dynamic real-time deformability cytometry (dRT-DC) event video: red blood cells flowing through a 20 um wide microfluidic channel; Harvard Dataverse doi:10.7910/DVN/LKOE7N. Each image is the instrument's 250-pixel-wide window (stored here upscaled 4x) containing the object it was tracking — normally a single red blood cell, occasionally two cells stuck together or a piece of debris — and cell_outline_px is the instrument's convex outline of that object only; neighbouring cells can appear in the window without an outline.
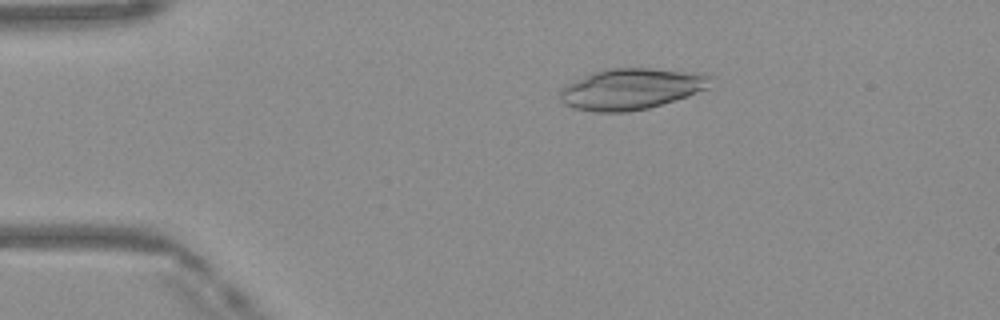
{"species": "Egyptian fruit bat (a non-hibernating species)", "species_latin": "Rousettus aegyptiacus", "temperature_condition": "warm", "stored_images_in_passage": 48, "camera_frame_rate_fps": 3000, "um_per_image_px": 0.085, "frame": {"image": 1, "passage_image": 9, "time_ms": 2.667, "image_size_px": [1000, 320], "cell_outline_px": [[716, 76], [708, 88], [688, 96], [648, 108], [628, 112], [592, 112], [572, 108], [564, 104], [560, 100], [560, 92], [564, 84], [592, 72], [608, 68], [652, 68], [700, 72]], "centroid_in_image_um": [53.67, 7.55], "position_along_channel_um": 31.3, "area_um2": 36.65}}
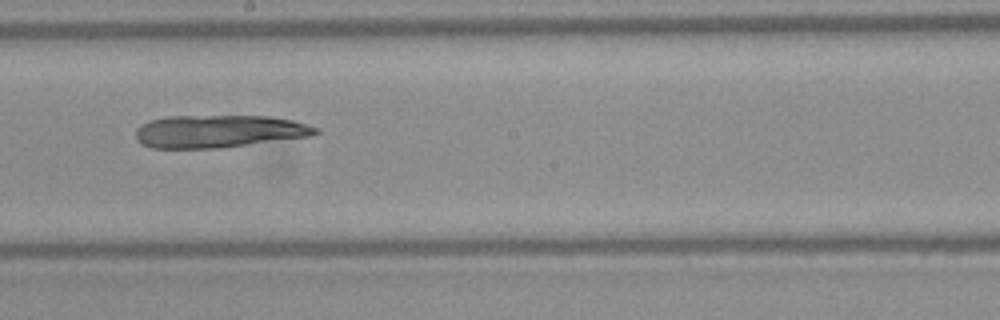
{"frame": {"image": 2, "passage_image": 27, "time_ms": 8.667, "image_size_px": [1000, 320], "cell_outline_px": [[320, 132], [312, 136], [220, 148], [152, 148], [140, 144], [136, 140], [136, 128], [140, 124], [152, 120], [168, 116], [272, 116], [292, 120], [320, 128]], "centroid_in_image_um": [18.6, 11.16], "position_along_channel_um": 229.6, "area_um2": 34.45}}
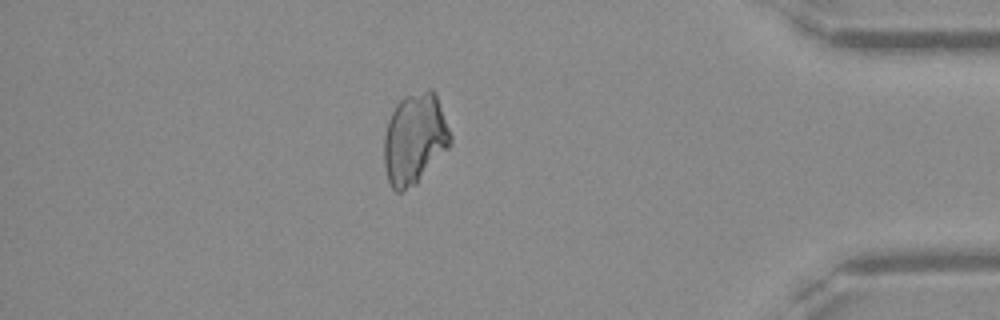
{"frame": {"image": 3, "passage_image": 42, "time_ms": 13.667, "image_size_px": [1000, 320], "cell_outline_px": [[452, 144], [416, 184], [400, 192], [396, 192], [392, 188], [388, 180], [384, 164], [384, 136], [388, 120], [396, 104], [404, 96], [428, 88], [432, 88], [436, 92], [452, 136]], "centroid_in_image_um": [35.26, 11.78], "position_along_channel_um": 399.9, "area_um2": 35.49}}